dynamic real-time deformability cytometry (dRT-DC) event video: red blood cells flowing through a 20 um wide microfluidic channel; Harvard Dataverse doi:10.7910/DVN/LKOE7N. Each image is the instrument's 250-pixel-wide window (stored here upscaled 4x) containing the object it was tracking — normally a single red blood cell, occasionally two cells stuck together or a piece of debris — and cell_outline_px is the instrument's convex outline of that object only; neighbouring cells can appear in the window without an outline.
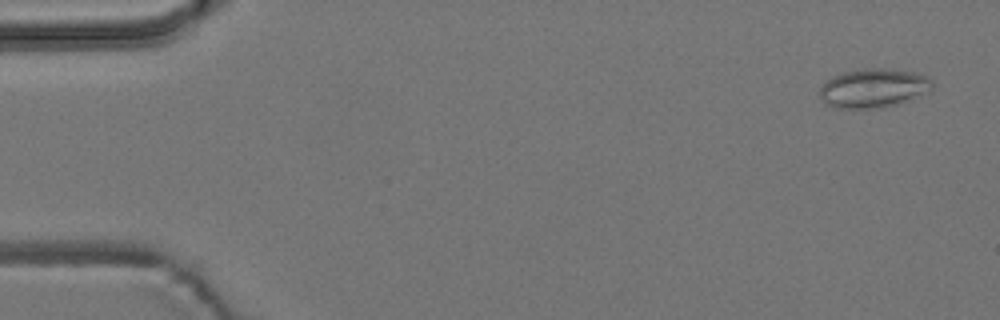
{"species": "common noctule bat (a hibernating species)", "species_latin": "Nyctalus noctula", "temperature_condition": "room temperature", "stored_images_in_passage": 5, "camera_frame_rate_fps": 3000, "um_per_image_px": 0.085, "animal": {"sex": "male", "body_mass_g": 19.2, "forearm_length_mm": 51.8}, "frame": {"image": 1, "passage_image": 1, "time_ms": 0.0, "image_size_px": [1000, 320], "cell_outline_px": [[932, 88], [896, 104], [880, 108], [832, 108], [824, 104], [820, 96], [820, 88], [824, 80], [832, 76], [844, 72], [864, 68], [884, 68], [916, 72], [928, 76], [932, 80]], "centroid_in_image_um": [74.16, 7.48], "position_along_channel_um": 10.8, "area_um2": 25.55}}